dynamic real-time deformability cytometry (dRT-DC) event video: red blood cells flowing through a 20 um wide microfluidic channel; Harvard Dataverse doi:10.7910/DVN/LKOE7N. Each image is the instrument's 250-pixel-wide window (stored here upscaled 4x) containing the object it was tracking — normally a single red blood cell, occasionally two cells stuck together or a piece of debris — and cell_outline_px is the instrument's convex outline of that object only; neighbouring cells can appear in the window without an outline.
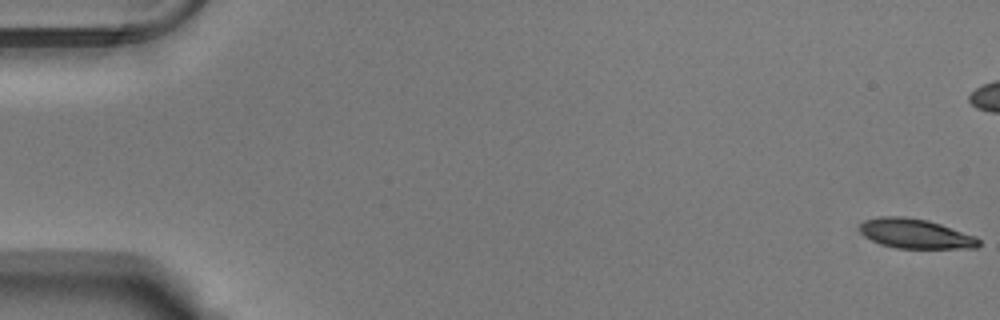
{"species": "Egyptian fruit bat (a non-hibernating species)", "species_latin": "Rousettus aegyptiacus", "temperature_condition": "warm", "stored_images_in_passage": 55, "camera_frame_rate_fps": 3000, "um_per_image_px": 0.085, "animal": {"sex": "male"}, "frame": {"image": 1, "passage_image": 1, "time_ms": 0.0, "image_size_px": [1000, 320], "cell_outline_px": [[980, 244], [976, 248], [896, 248], [880, 244], [864, 236], [860, 232], [860, 224], [864, 220], [880, 216], [904, 216], [928, 220], [976, 236], [980, 240]], "centroid_in_image_um": [77.8, 19.86], "position_along_channel_um": 7.2, "area_um2": 20.58}}
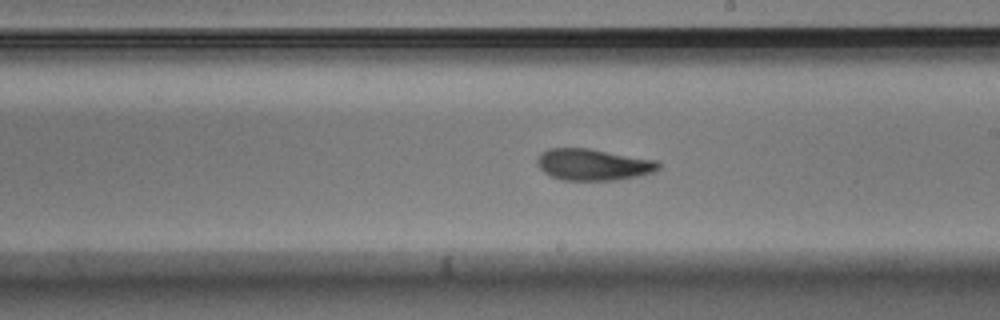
{"frame": {"image": 2, "passage_image": 32, "time_ms": 10.333, "image_size_px": [1000, 320], "cell_outline_px": [[660, 168], [652, 172], [640, 176], [616, 180], [560, 180], [544, 172], [536, 164], [536, 160], [548, 148], [588, 148], [656, 160], [660, 164]], "centroid_in_image_um": [50.42, 13.99], "position_along_channel_um": 238.6, "area_um2": 22.2}}
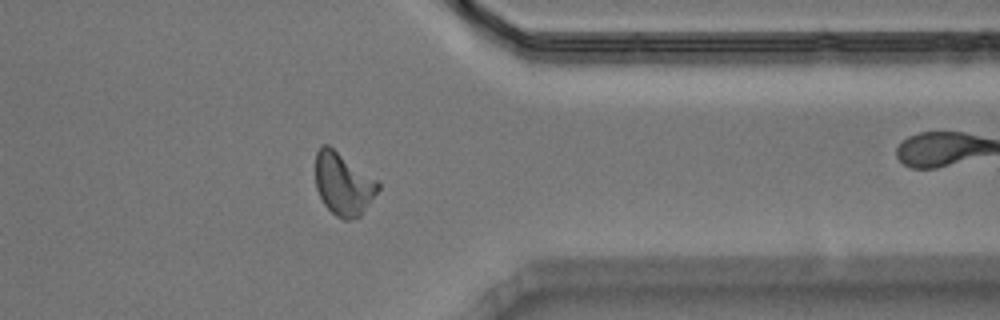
{"frame": {"image": 3, "passage_image": 44, "time_ms": 14.333, "image_size_px": [1000, 320], "cell_outline_px": [[380, 188], [360, 216], [348, 220], [344, 220], [336, 216], [324, 204], [316, 188], [316, 152], [320, 144], [328, 144], [376, 180], [380, 184]], "centroid_in_image_um": [29.16, 15.63], "position_along_channel_um": 382.2, "area_um2": 22.54}, "authors_computed_cell_mechanics": {"area_um2": 21.964, "velocity_mm_per_s": 3.7846, "shape_relaxation_time_tau1_ms": 7.8331, "shape_relaxation_time_tau2_ms": 3.3293, "deformation_change_tau1": 0.2622, "deformation_change_tau2": 0.1126}}